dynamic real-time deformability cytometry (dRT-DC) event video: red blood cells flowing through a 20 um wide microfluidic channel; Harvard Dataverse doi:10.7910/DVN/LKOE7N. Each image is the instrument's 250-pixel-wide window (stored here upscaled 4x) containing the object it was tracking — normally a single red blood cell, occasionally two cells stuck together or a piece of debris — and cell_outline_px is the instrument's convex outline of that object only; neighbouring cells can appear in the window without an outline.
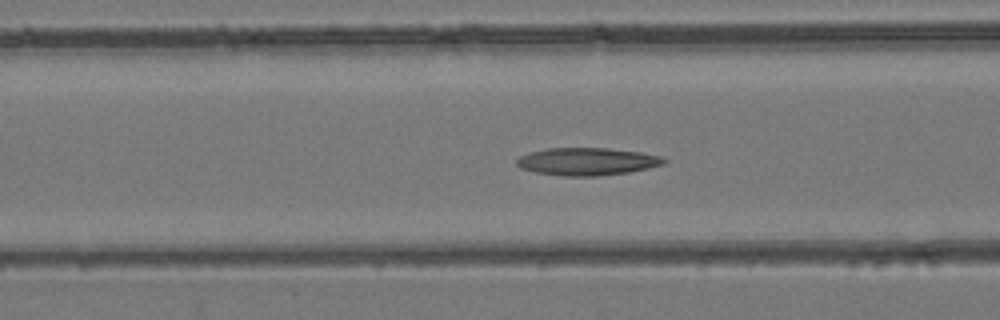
{"species": "common noctule bat (a hibernating species)", "species_latin": "Nyctalus noctula", "temperature_condition": "room temperature", "stored_images_in_passage": 48, "camera_frame_rate_fps": 3000, "um_per_image_px": 0.085, "animal": {"sex": "female", "body_mass_g": 24.6, "forearm_length_mm": 56.2}, "frame": {"image": 1, "passage_image": 19, "time_ms": 6.0, "image_size_px": [1000, 320], "cell_outline_px": [[668, 160], [664, 164], [648, 168], [628, 172], [596, 176], [564, 176], [536, 172], [520, 168], [516, 164], [516, 160], [520, 156], [528, 152], [548, 148], [608, 148], [640, 152], [664, 156]], "centroid_in_image_um": [49.92, 13.72], "position_along_channel_um": 116.7, "area_um2": 23.76}}
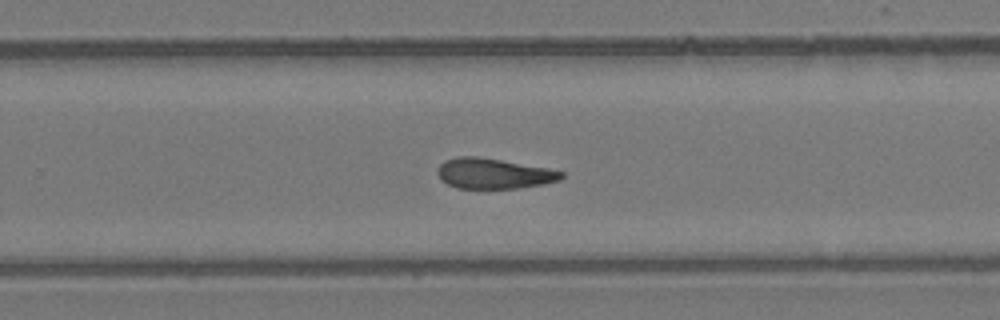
{"frame": {"image": 2, "passage_image": 31, "time_ms": 10.0, "image_size_px": [1000, 320], "cell_outline_px": [[564, 176], [560, 180], [544, 184], [520, 188], [456, 188], [440, 180], [436, 172], [440, 164], [444, 160], [460, 156], [476, 156], [548, 168], [564, 172]], "centroid_in_image_um": [41.95, 14.75], "position_along_channel_um": 287.9, "area_um2": 21.96}}
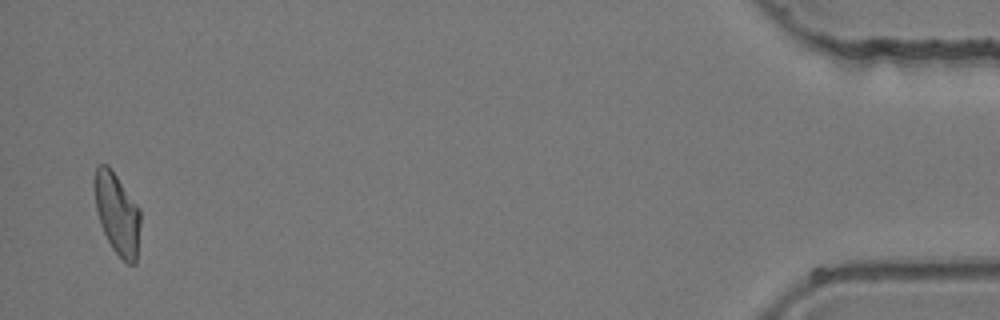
{"frame": {"image": 3, "passage_image": 47, "time_ms": 15.333, "image_size_px": [1000, 320], "cell_outline_px": [[140, 224], [136, 264], [128, 264], [112, 248], [100, 224], [96, 208], [92, 184], [96, 168], [100, 164], [108, 164], [140, 208]], "centroid_in_image_um": [9.94, 18.12], "position_along_channel_um": 425.3, "area_um2": 21.91}}